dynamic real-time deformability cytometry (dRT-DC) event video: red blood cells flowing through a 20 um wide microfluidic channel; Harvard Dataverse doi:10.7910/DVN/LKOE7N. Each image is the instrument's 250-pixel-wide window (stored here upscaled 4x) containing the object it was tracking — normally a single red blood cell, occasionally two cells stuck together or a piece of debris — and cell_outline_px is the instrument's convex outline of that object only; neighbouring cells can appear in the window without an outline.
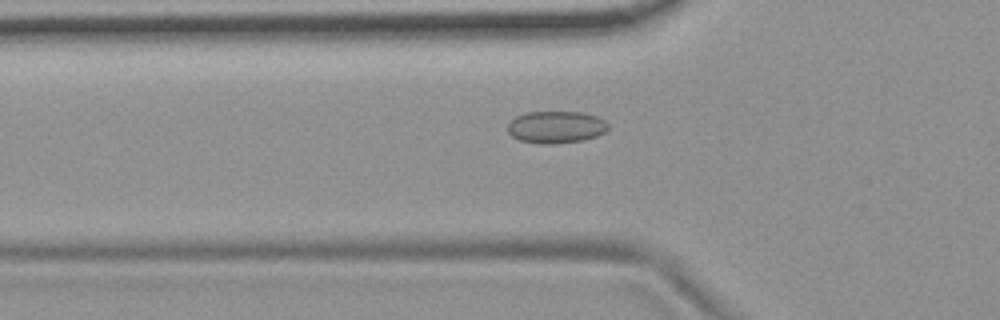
{"species": "common noctule bat (a hibernating species)", "species_latin": "Nyctalus noctula", "temperature_condition": "room temperature", "stored_images_in_passage": 43, "camera_frame_rate_fps": 3000, "um_per_image_px": 0.085, "animal": {"sex": "female", "body_mass_g": 19.9}, "frame": {"image": 1, "passage_image": 7, "time_ms": 2.0, "image_size_px": [1000, 320], "cell_outline_px": [[608, 128], [604, 132], [596, 136], [584, 140], [552, 144], [544, 144], [520, 140], [512, 136], [508, 132], [508, 124], [516, 116], [528, 112], [580, 112], [596, 116], [604, 120], [608, 124]], "centroid_in_image_um": [47.26, 10.8], "position_along_channel_um": 78.5, "area_um2": 18.67}}
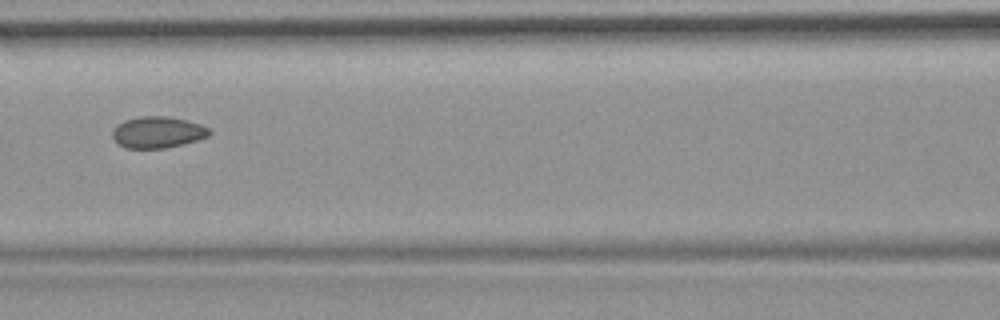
{"frame": {"image": 2, "passage_image": 13, "time_ms": 4.0, "image_size_px": [1000, 320], "cell_outline_px": [[212, 132], [208, 136], [196, 140], [164, 148], [124, 148], [116, 144], [112, 136], [112, 132], [124, 120], [140, 116], [164, 116], [188, 120], [200, 124], [208, 128]], "centroid_in_image_um": [13.38, 11.24], "position_along_channel_um": 153.2, "area_um2": 17.63}}
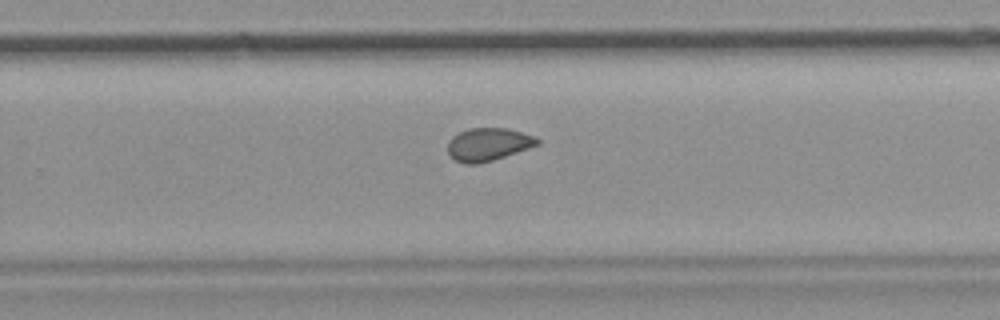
{"frame": {"image": 3, "passage_image": 24, "time_ms": 7.667, "image_size_px": [1000, 320], "cell_outline_px": [[540, 144], [492, 160], [476, 164], [464, 164], [456, 160], [448, 152], [448, 140], [452, 136], [468, 128], [508, 128], [532, 136], [540, 140]], "centroid_in_image_um": [41.47, 12.26], "position_along_channel_um": 288.3, "area_um2": 16.94}, "authors_computed_cell_mechanics": {"area_um2": 17.8024, "velocity_mm_per_s": 3.7038, "shape_relaxation_time_tau1_ms": null, "shape_relaxation_time_tau2_ms": 1.5167, "deformation_change_tau1": null, "deformation_change_tau2": 0.0565}}